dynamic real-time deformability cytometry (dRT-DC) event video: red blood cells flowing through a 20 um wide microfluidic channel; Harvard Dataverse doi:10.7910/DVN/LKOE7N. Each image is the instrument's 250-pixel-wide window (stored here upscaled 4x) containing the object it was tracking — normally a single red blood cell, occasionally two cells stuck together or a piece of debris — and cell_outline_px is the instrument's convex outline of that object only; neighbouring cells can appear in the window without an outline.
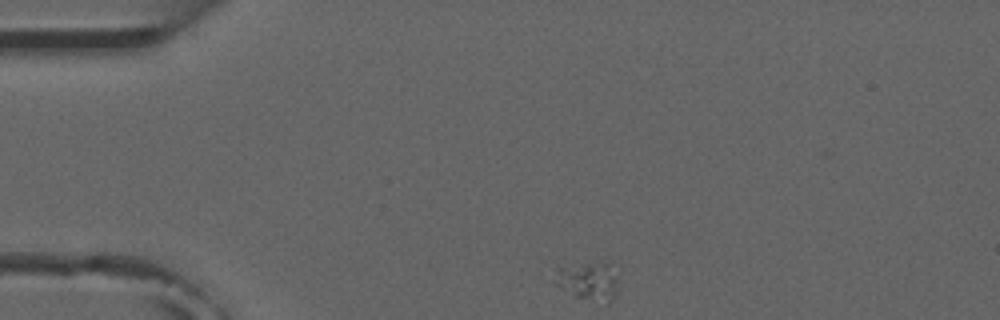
{"species": "common noctule bat (a hibernating species)", "species_latin": "Nyctalus noctula", "temperature_condition": "room temperature", "stored_images_in_passage": 4, "camera_frame_rate_fps": 3000, "um_per_image_px": 0.085, "animal": {"sex": "male", "forearm_length_mm": 52.5}, "frame": {"image": 1, "passage_image": 1, "time_ms": 0.0, "image_size_px": [1000, 320], "cell_outline_px": [[616, 292], [612, 300], [608, 300], [576, 296], [548, 280], [556, 268], [596, 260], [600, 260], [608, 264], [616, 276]], "centroid_in_image_um": [49.89, 23.79], "position_along_channel_um": 35.1, "area_um2": 13.99}}
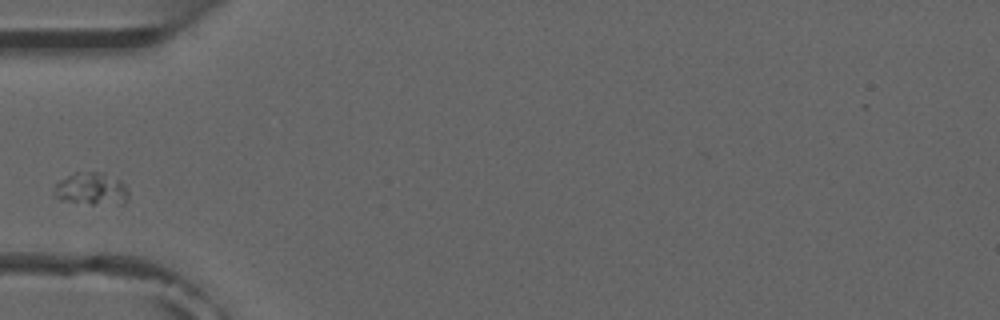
{"frame": {"image": 2, "passage_image": 3, "time_ms": 2.333, "image_size_px": [1000, 320], "cell_outline_px": [[128, 196], [124, 204], [92, 204], [64, 200], [52, 196], [52, 192], [56, 184], [60, 180], [76, 172], [104, 172], [120, 180], [124, 184], [128, 192]], "centroid_in_image_um": [7.77, 16.05], "position_along_channel_um": 77.2, "area_um2": 14.1}}
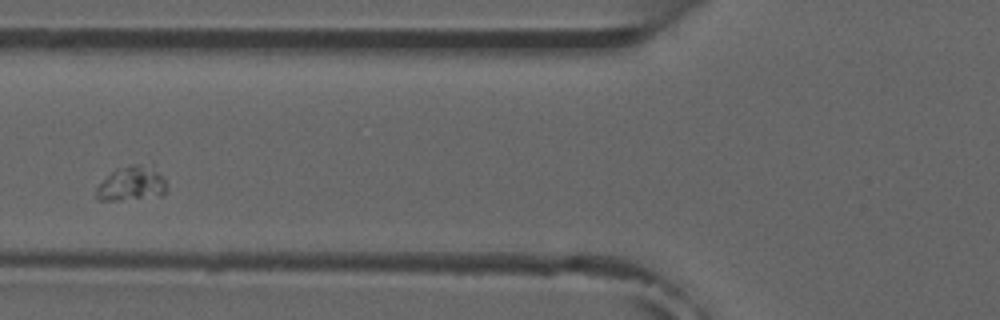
{"frame": {"image": 3, "passage_image": 4, "time_ms": 3.333, "image_size_px": [1000, 320], "cell_outline_px": [[164, 196], [120, 200], [96, 200], [96, 188], [112, 172], [132, 164], [140, 164], [156, 172], [164, 180]], "centroid_in_image_um": [11.14, 15.66], "position_along_channel_um": 114.7, "area_um2": 13.47}}